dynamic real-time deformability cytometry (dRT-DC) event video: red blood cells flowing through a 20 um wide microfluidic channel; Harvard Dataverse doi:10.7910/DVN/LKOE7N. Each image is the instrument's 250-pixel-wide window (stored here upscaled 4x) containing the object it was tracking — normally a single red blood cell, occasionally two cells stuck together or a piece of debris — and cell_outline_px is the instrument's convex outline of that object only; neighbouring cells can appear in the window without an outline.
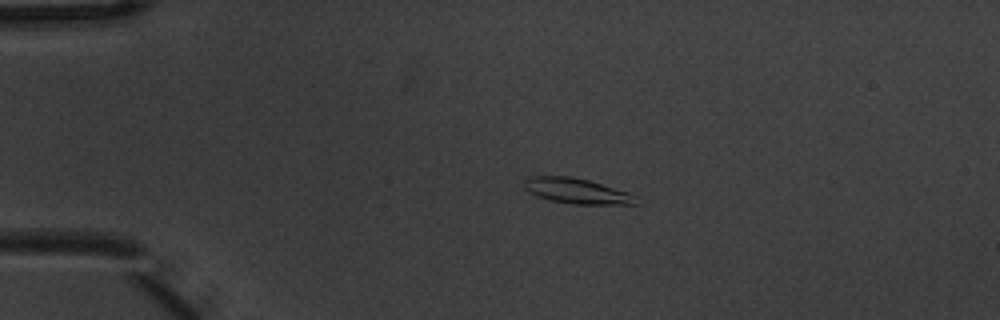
{"species": "common noctule bat (a hibernating species)", "species_latin": "Nyctalus noctula", "temperature_condition": "warm", "stored_images_in_passage": 5, "camera_frame_rate_fps": 3000, "um_per_image_px": 0.085, "animal": {"sex": "male", "body_mass_g": 20.1, "forearm_length_mm": 53.5}, "frame": {"image": 1, "passage_image": 3, "time_ms": 0.667, "image_size_px": [1000, 320], "cell_outline_px": [[636, 204], [572, 204], [552, 200], [528, 192], [524, 188], [524, 180], [528, 176], [568, 176], [588, 180], [628, 192], [636, 196]], "centroid_in_image_um": [49.0, 16.22], "position_along_channel_um": 36.0, "area_um2": 16.3}}